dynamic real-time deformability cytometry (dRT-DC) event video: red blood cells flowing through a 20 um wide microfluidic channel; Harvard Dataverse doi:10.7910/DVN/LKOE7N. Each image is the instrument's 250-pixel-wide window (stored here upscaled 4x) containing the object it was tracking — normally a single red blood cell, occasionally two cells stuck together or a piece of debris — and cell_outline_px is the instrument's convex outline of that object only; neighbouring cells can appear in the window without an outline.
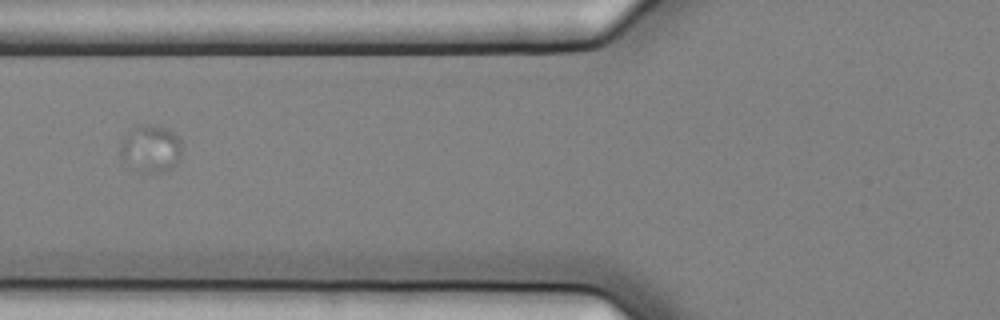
{"species": "common noctule bat (a hibernating species)", "species_latin": "Nyctalus noctula", "temperature_condition": "cold", "stored_images_in_passage": 11, "camera_frame_rate_fps": 3000, "um_per_image_px": 0.085, "animal": {"sex": "female", "body_mass_g": 25.1}, "frame": {"image": 1, "passage_image": 3, "time_ms": 0.667, "image_size_px": [1000, 320], "cell_outline_px": [[180, 160], [172, 168], [164, 172], [144, 172], [136, 168], [120, 156], [120, 144], [124, 136], [136, 124], [144, 124], [164, 128], [172, 132], [180, 140]], "centroid_in_image_um": [12.81, 12.62], "position_along_channel_um": 113.0, "area_um2": 16.65}}
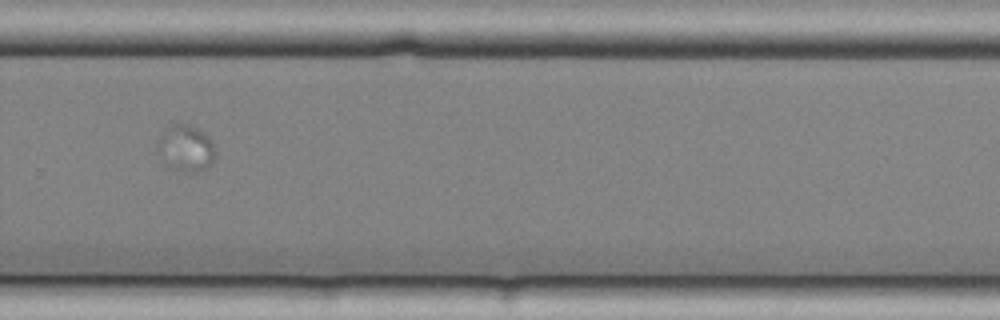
{"frame": {"image": 2, "passage_image": 8, "time_ms": 2.333, "image_size_px": [1000, 320], "cell_outline_px": [[216, 152], [212, 164], [208, 168], [200, 172], [184, 172], [176, 168], [156, 152], [156, 140], [172, 124], [188, 124], [204, 132], [208, 136]], "centroid_in_image_um": [15.82, 12.6], "position_along_channel_um": 314.0, "area_um2": 15.43}}
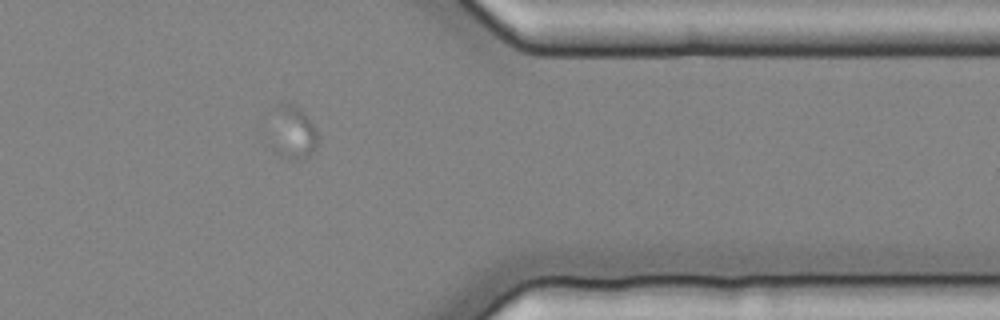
{"frame": {"image": 3, "passage_image": 10, "time_ms": 3.0, "image_size_px": [1000, 320], "cell_outline_px": [[320, 140], [316, 148], [304, 160], [296, 160], [272, 152], [268, 144], [276, 104], [288, 100], [296, 104], [304, 112], [316, 128], [320, 136]], "centroid_in_image_um": [24.87, 11.25], "position_along_channel_um": 386.5, "area_um2": 15.72}}